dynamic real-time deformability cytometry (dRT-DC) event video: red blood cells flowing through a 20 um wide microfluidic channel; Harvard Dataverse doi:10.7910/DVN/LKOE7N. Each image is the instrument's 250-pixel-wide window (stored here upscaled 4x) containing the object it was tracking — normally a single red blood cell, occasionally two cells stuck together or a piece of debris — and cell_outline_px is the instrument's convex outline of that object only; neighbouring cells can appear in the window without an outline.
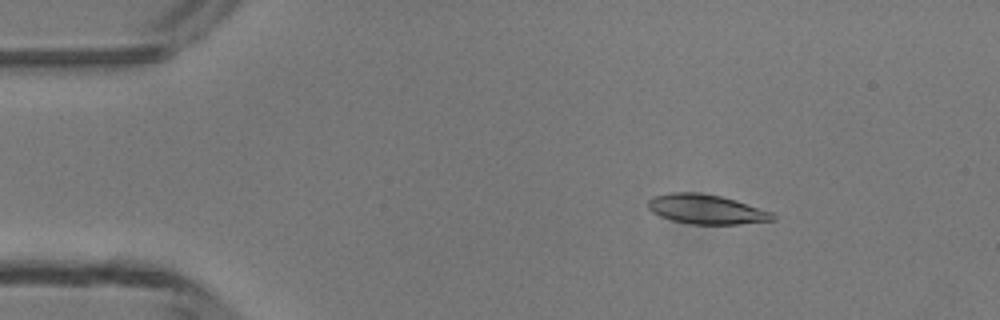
{"species": "common noctule bat (a hibernating species)", "species_latin": "Nyctalus noctula", "temperature_condition": "room temperature", "stored_images_in_passage": 4, "camera_frame_rate_fps": 3000, "um_per_image_px": 0.085, "animal": {"sex": "male", "body_mass_g": 13.3}, "frame": {"image": 1, "passage_image": 2, "time_ms": 1.333, "image_size_px": [1000, 320], "cell_outline_px": [[776, 220], [740, 224], [692, 224], [672, 220], [660, 216], [652, 212], [648, 208], [648, 200], [652, 196], [668, 192], [696, 192], [720, 196], [736, 200], [772, 212], [776, 216]], "centroid_in_image_um": [60.03, 17.78], "position_along_channel_um": 25.0, "area_um2": 21.56}}
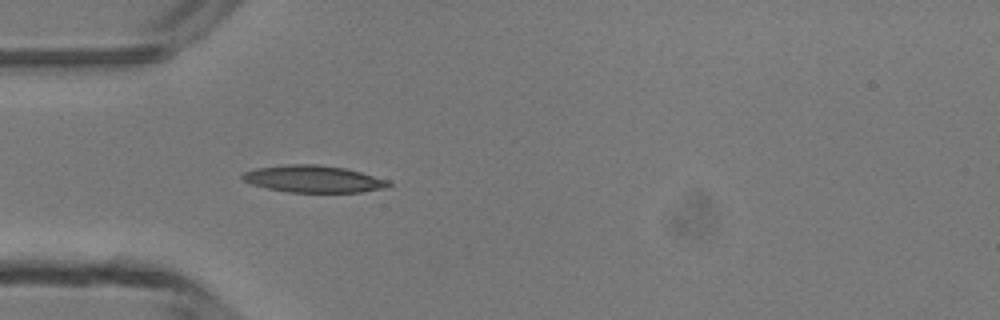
{"frame": {"image": 2, "passage_image": 4, "time_ms": 3.667, "image_size_px": [1000, 320], "cell_outline_px": [[392, 184], [388, 188], [360, 192], [284, 192], [264, 188], [252, 184], [244, 180], [240, 176], [244, 172], [256, 168], [284, 164], [316, 164], [344, 168], [360, 172], [388, 180]], "centroid_in_image_um": [26.62, 15.22], "position_along_channel_um": 58.4, "area_um2": 23.12}}